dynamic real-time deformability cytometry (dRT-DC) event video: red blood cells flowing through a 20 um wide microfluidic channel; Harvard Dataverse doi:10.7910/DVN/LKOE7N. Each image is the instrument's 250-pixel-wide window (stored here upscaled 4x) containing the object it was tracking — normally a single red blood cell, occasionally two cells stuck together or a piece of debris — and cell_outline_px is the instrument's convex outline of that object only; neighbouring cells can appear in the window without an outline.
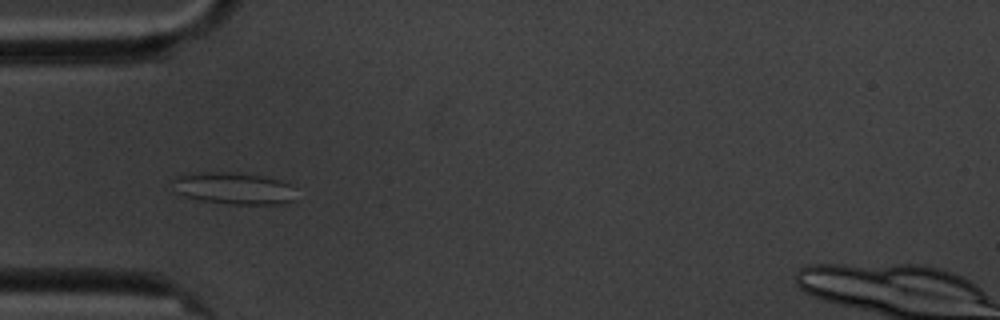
{"species": "common noctule bat (a hibernating species)", "species_latin": "Nyctalus noctula", "temperature_condition": "cold", "stored_images_in_passage": 6, "camera_frame_rate_fps": 3000, "um_per_image_px": 0.085, "animal": {"sex": "male", "body_mass_g": 20.1, "forearm_length_mm": 53.5}, "frame": {"image": 1, "passage_image": 5, "time_ms": 5.667, "image_size_px": [1000, 320], "cell_outline_px": [[292, 200], [280, 204], [228, 204], [200, 200], [184, 196], [172, 192], [172, 180], [176, 176], [204, 172], [240, 172], [264, 176], [280, 180], [288, 184]], "centroid_in_image_um": [19.73, 16.0], "position_along_channel_um": 65.3, "area_um2": 22.83}}
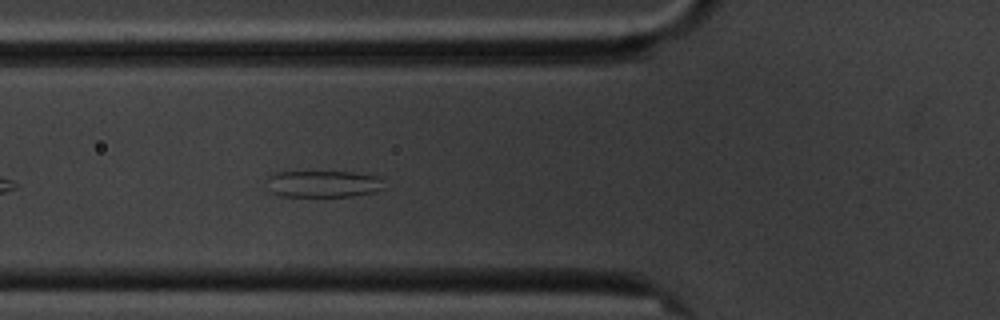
{"frame": {"image": 2, "passage_image": 6, "time_ms": 6.667, "image_size_px": [1000, 320], "cell_outline_px": [[384, 188], [372, 192], [352, 196], [280, 196], [272, 192], [268, 176], [276, 172], [352, 172], [380, 176]], "centroid_in_image_um": [27.52, 15.62], "position_along_channel_um": 98.3, "area_um2": 18.03}}